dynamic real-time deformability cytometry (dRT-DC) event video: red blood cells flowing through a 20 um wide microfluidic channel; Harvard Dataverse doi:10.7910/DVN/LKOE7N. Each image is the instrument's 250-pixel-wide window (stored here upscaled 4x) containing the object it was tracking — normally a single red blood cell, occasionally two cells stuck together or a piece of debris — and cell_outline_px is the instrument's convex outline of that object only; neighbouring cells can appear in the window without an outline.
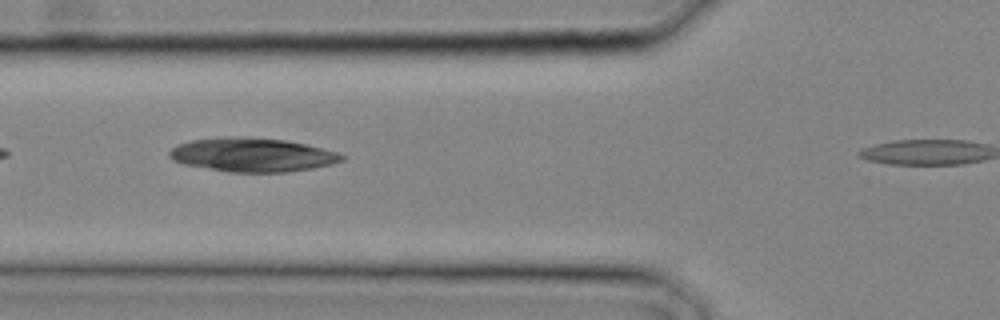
{"species": "common noctule bat (a hibernating species)", "species_latin": "Nyctalus noctula", "temperature_condition": "cold", "stored_images_in_passage": 5, "camera_frame_rate_fps": 3000, "um_per_image_px": 0.085, "animal": {"sex": "male", "body_mass_g": 20.4}, "frame": {"image": 1, "passage_image": 4, "time_ms": 1.0, "image_size_px": [1000, 320], "cell_outline_px": [[348, 156], [344, 160], [332, 164], [312, 168], [288, 172], [228, 172], [184, 164], [172, 160], [168, 156], [168, 152], [176, 144], [192, 140], [236, 136], [284, 140], [304, 144], [340, 152]], "centroid_in_image_um": [21.46, 13.17], "position_along_channel_um": 104.3, "area_um2": 34.04}}